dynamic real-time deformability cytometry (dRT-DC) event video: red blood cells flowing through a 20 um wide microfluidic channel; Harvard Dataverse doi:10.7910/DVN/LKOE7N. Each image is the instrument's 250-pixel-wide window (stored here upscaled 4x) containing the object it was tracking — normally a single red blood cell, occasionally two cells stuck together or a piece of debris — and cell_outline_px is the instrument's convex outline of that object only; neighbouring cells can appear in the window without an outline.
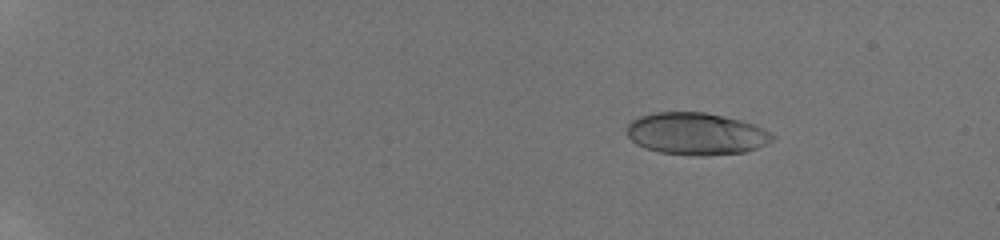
{"species": "human", "species_latin": "Homo sapiens", "temperature_condition": "room temperature", "stored_images_in_passage": 20, "camera_frame_rate_fps": 3000, "um_per_image_px": 0.085, "donor": {"sex": "male"}, "frame": {"image": 1, "passage_image": 9, "time_ms": 3.0, "image_size_px": [1000, 240], "cell_outline_px": [[776, 136], [772, 140], [756, 148], [744, 152], [704, 156], [692, 156], [660, 152], [644, 148], [636, 144], [628, 136], [628, 124], [632, 120], [640, 116], [652, 112], [704, 112], [724, 116], [740, 120], [752, 124]], "centroid_in_image_um": [59.14, 11.37], "position_along_channel_um": 25.9, "area_um2": 35.6}}
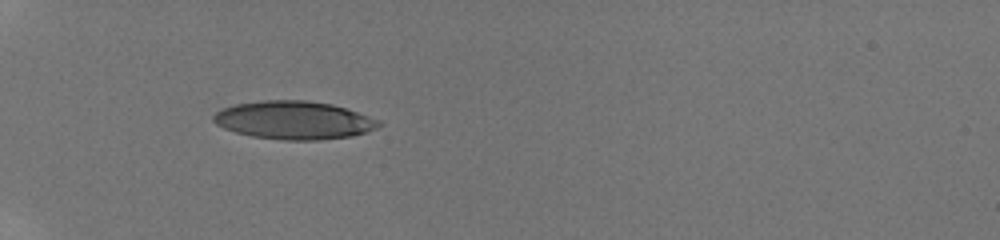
{"frame": {"image": 2, "passage_image": 17, "time_ms": 6.667, "image_size_px": [1000, 240], "cell_outline_px": [[384, 124], [368, 132], [352, 136], [320, 140], [284, 140], [252, 136], [236, 132], [224, 128], [216, 124], [212, 120], [212, 116], [220, 108], [236, 104], [264, 100], [304, 100], [332, 104], [380, 120]], "centroid_in_image_um": [24.98, 10.22], "position_along_channel_um": 60.0, "area_um2": 36.82}}
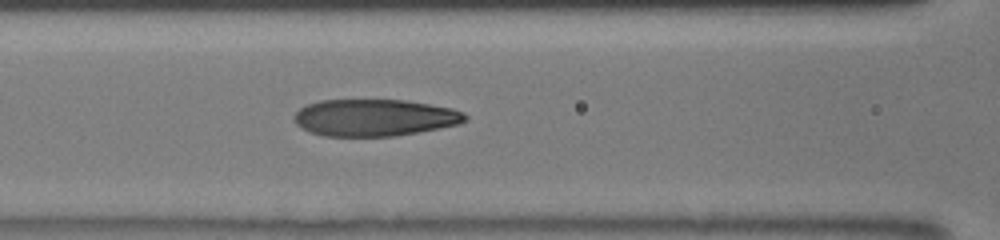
{"frame": {"image": 3, "passage_image": 20, "time_ms": 9.0, "image_size_px": [1000, 240], "cell_outline_px": [[468, 120], [460, 124], [396, 136], [324, 136], [300, 128], [296, 124], [296, 112], [300, 108], [308, 104], [320, 100], [404, 100], [452, 108], [464, 112], [468, 116]], "centroid_in_image_um": [31.87, 10.0], "position_along_channel_um": 134.7, "area_um2": 36.7}}